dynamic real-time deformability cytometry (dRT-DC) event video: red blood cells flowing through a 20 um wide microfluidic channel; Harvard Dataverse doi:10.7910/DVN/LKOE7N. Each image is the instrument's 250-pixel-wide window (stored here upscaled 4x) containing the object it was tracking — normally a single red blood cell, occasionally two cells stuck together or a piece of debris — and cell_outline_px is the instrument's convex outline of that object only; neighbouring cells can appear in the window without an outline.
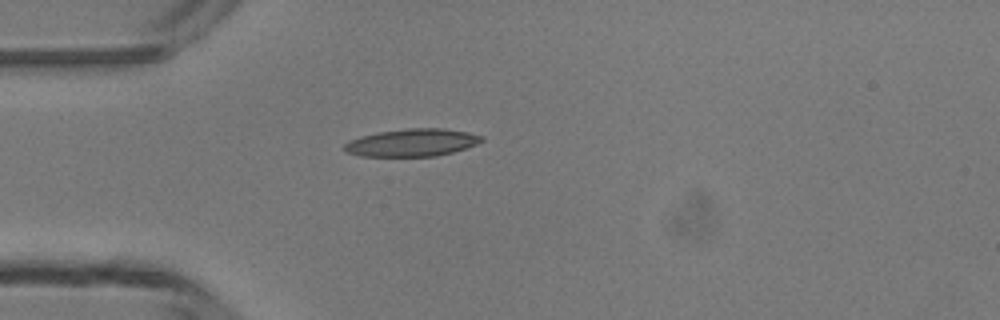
{"species": "common noctule bat (a hibernating species)", "species_latin": "Nyctalus noctula", "temperature_condition": "room temperature", "stored_images_in_passage": 3, "camera_frame_rate_fps": 3000, "um_per_image_px": 0.085, "animal": {"sex": "male", "body_mass_g": 13.3}, "frame": {"image": 1, "passage_image": 3, "time_ms": 2.333, "image_size_px": [1000, 320], "cell_outline_px": [[484, 140], [476, 144], [452, 152], [436, 156], [360, 156], [344, 152], [344, 144], [348, 140], [360, 136], [380, 132], [408, 128], [444, 128], [468, 132], [484, 136]], "centroid_in_image_um": [35.0, 12.12], "position_along_channel_um": 50.0, "area_um2": 22.08}}